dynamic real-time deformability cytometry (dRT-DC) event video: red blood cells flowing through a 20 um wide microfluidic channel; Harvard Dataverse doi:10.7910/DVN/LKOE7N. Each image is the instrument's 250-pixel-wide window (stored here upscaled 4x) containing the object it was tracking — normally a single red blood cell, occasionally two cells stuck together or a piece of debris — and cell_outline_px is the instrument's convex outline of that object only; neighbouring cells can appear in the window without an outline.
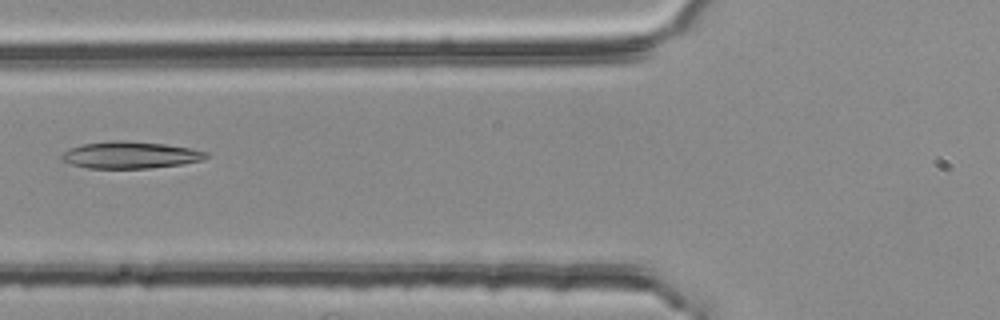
{"species": "common noctule bat (a hibernating species)", "species_latin": "Nyctalus noctula", "temperature_condition": "room temperature", "stored_images_in_passage": 4, "camera_frame_rate_fps": 3000, "um_per_image_px": 0.085, "animal": {"sex": "female", "body_mass_g": 25.1}, "frame": {"image": 1, "passage_image": 4, "time_ms": 1.0, "image_size_px": [1000, 320], "cell_outline_px": [[212, 156], [200, 160], [180, 164], [148, 168], [88, 168], [72, 164], [60, 160], [60, 156], [68, 148], [84, 144], [112, 140], [128, 140], [164, 144], [192, 148], [208, 152]], "centroid_in_image_um": [11.07, 13.16], "position_along_channel_um": 114.7, "area_um2": 22.72}}